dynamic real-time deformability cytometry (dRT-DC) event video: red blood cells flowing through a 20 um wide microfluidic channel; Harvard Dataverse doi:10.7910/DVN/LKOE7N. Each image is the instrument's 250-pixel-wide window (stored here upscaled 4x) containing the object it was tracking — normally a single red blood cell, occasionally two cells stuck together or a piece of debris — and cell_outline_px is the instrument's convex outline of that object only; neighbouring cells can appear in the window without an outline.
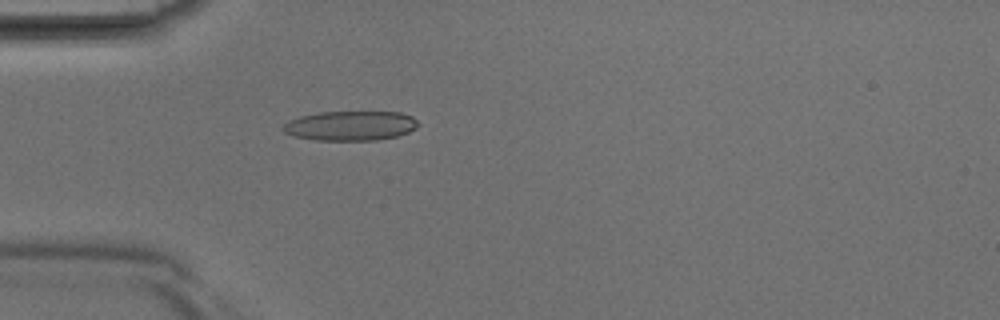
{"species": "Egyptian fruit bat (a non-hibernating species)", "species_latin": "Rousettus aegyptiacus", "temperature_condition": "room temperature", "stored_images_in_passage": 34, "camera_frame_rate_fps": 3000, "um_per_image_px": 0.085, "animal": {"sex": "male"}, "frame": {"image": 1, "passage_image": 5, "time_ms": 1.333, "image_size_px": [1000, 320], "cell_outline_px": [[420, 124], [416, 128], [408, 132], [396, 136], [376, 140], [316, 140], [292, 136], [284, 132], [280, 128], [288, 120], [300, 116], [320, 112], [400, 112], [412, 116]], "centroid_in_image_um": [29.76, 10.69], "position_along_channel_um": 55.2, "area_um2": 23.41}}
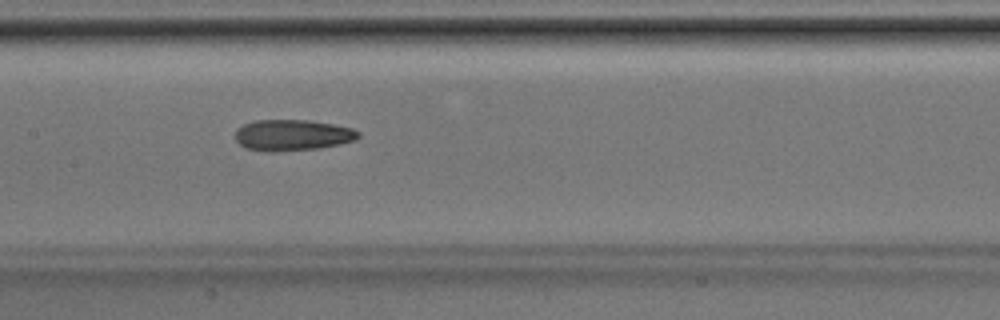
{"frame": {"image": 2, "passage_image": 13, "time_ms": 4.0, "image_size_px": [1000, 320], "cell_outline_px": [[360, 136], [356, 140], [340, 144], [316, 148], [272, 152], [244, 148], [236, 140], [236, 128], [244, 124], [256, 120], [308, 120], [332, 124], [352, 128], [360, 132]], "centroid_in_image_um": [24.85, 11.48], "position_along_channel_um": 182.5, "area_um2": 22.25}}
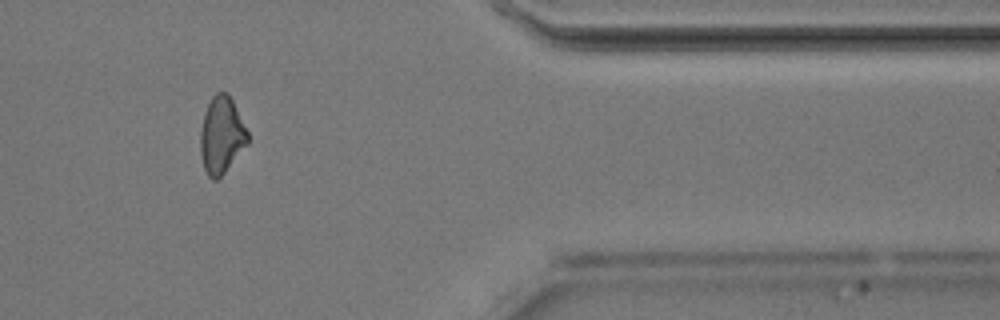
{"frame": {"image": 3, "passage_image": 27, "time_ms": 8.667, "image_size_px": [1000, 320], "cell_outline_px": [[248, 144], [224, 172], [216, 180], [212, 180], [208, 176], [204, 168], [200, 152], [200, 132], [204, 112], [212, 96], [216, 92], [228, 92], [248, 132]], "centroid_in_image_um": [18.82, 11.48], "position_along_channel_um": 392.6, "area_um2": 21.1}}